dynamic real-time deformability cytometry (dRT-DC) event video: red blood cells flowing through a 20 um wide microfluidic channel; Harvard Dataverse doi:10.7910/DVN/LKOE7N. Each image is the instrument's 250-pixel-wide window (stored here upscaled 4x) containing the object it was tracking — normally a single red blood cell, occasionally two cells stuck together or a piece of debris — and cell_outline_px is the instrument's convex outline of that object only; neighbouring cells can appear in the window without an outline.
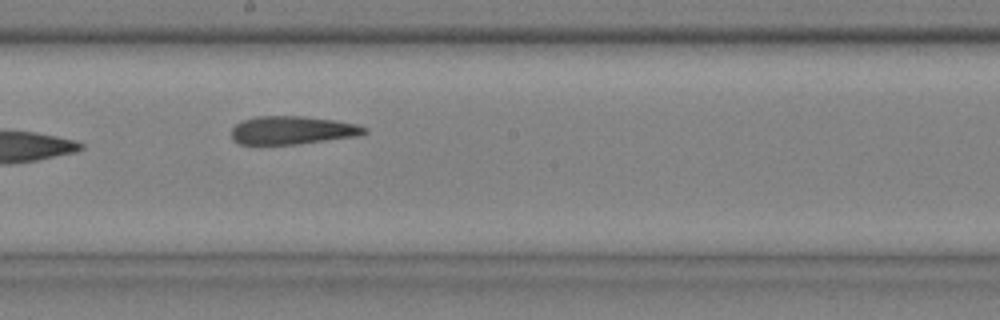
{"species": "common noctule bat (a hibernating species)", "species_latin": "Nyctalus noctula", "temperature_condition": "cold", "stored_images_in_passage": 11, "camera_frame_rate_fps": 3000, "um_per_image_px": 0.085, "animal": {"sex": "male", "body_mass_g": 20.4}, "frame": {"image": 1, "passage_image": 7, "time_ms": 2.0, "image_size_px": [1000, 320], "cell_outline_px": [[368, 132], [360, 136], [300, 144], [240, 144], [232, 140], [232, 128], [240, 120], [256, 116], [304, 116], [336, 120], [356, 124], [368, 128]], "centroid_in_image_um": [24.88, 11.07], "position_along_channel_um": 223.3, "area_um2": 22.2}}
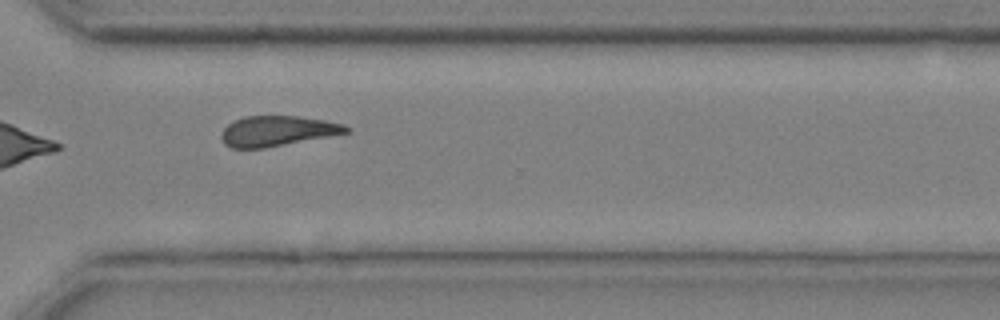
{"frame": {"image": 2, "passage_image": 10, "time_ms": 3.0, "image_size_px": [1000, 320], "cell_outline_px": [[352, 128], [348, 132], [328, 136], [264, 148], [232, 148], [224, 144], [220, 136], [220, 132], [228, 124], [244, 116], [300, 116], [324, 120], [344, 124]], "centroid_in_image_um": [23.55, 11.13], "position_along_channel_um": 347.1, "area_um2": 21.91}}